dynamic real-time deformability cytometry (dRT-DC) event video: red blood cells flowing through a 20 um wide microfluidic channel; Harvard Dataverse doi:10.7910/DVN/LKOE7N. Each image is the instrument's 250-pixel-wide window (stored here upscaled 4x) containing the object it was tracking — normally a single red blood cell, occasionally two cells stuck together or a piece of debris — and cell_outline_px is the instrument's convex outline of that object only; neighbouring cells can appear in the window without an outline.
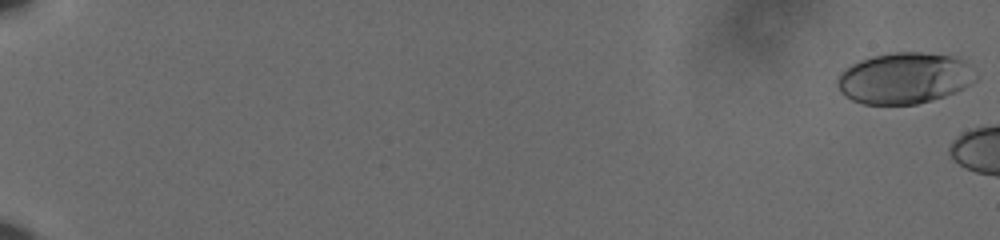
{"species": "human", "species_latin": "Homo sapiens", "temperature_condition": "cold", "stored_images_in_passage": 7, "camera_frame_rate_fps": 3000, "um_per_image_px": 0.085, "donor": {"sex": "male"}, "frame": {"image": 1, "passage_image": 1, "time_ms": 0.0, "image_size_px": [1000, 240], "cell_outline_px": [[980, 76], [972, 84], [956, 92], [932, 100], [916, 104], [864, 104], [852, 100], [844, 96], [840, 92], [836, 84], [836, 80], [840, 72], [852, 64], [860, 60], [872, 56], [888, 52], [924, 52], [960, 56]], "centroid_in_image_um": [76.91, 6.63], "position_along_channel_um": 8.1, "area_um2": 42.02}}